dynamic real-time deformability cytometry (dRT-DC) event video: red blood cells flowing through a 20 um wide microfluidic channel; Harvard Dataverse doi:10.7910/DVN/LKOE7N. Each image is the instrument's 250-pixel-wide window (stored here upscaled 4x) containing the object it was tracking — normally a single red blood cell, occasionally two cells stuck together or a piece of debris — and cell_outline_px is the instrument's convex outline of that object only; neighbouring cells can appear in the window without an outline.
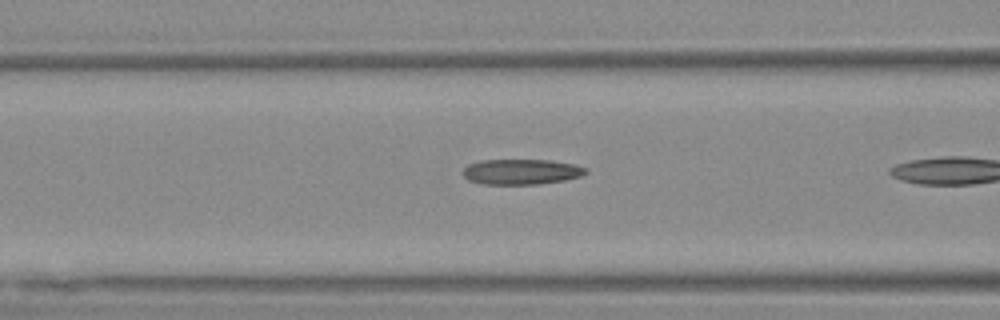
{"species": "Egyptian fruit bat (a non-hibernating species)", "species_latin": "Rousettus aegyptiacus", "temperature_condition": "warm", "stored_images_in_passage": 9, "camera_frame_rate_fps": 3000, "um_per_image_px": 0.085, "animal": {"sex": "female"}, "frame": {"image": 1, "passage_image": 7, "time_ms": 2.0, "image_size_px": [1000, 320], "cell_outline_px": [[588, 172], [580, 176], [564, 180], [540, 184], [484, 184], [468, 180], [464, 176], [464, 168], [468, 164], [484, 160], [548, 160], [576, 164], [588, 168]], "centroid_in_image_um": [44.35, 14.6], "position_along_channel_um": 122.3, "area_um2": 18.15}}